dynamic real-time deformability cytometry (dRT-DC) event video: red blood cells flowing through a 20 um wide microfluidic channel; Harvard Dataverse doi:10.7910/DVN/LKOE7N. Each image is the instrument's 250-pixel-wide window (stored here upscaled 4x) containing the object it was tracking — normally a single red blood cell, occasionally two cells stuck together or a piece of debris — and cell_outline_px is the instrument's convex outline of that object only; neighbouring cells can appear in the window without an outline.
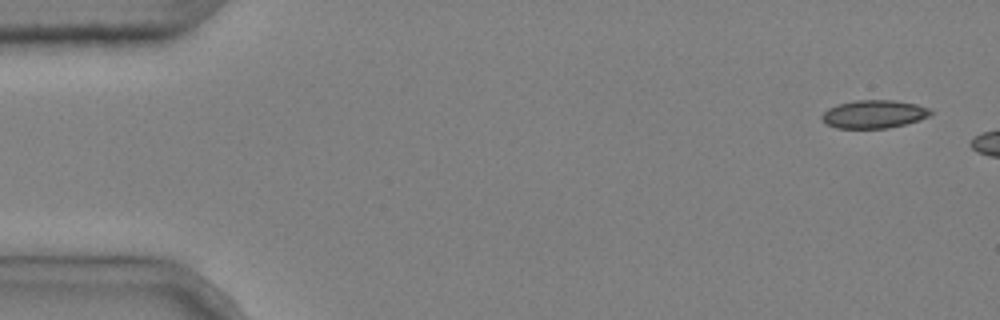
{"species": "common noctule bat (a hibernating species)", "species_latin": "Nyctalus noctula", "temperature_condition": "cold", "stored_images_in_passage": 2, "camera_frame_rate_fps": 3000, "um_per_image_px": 0.085, "animal": {"sex": "male", "body_mass_g": 20.4}, "frame": {"image": 1, "passage_image": 1, "time_ms": 0.0, "image_size_px": [1000, 320], "cell_outline_px": [[932, 112], [928, 116], [920, 120], [888, 128], [836, 128], [828, 124], [820, 116], [828, 108], [836, 104], [856, 100], [892, 100], [916, 104], [928, 108]], "centroid_in_image_um": [74.26, 9.7], "position_along_channel_um": 10.7, "area_um2": 17.69}}